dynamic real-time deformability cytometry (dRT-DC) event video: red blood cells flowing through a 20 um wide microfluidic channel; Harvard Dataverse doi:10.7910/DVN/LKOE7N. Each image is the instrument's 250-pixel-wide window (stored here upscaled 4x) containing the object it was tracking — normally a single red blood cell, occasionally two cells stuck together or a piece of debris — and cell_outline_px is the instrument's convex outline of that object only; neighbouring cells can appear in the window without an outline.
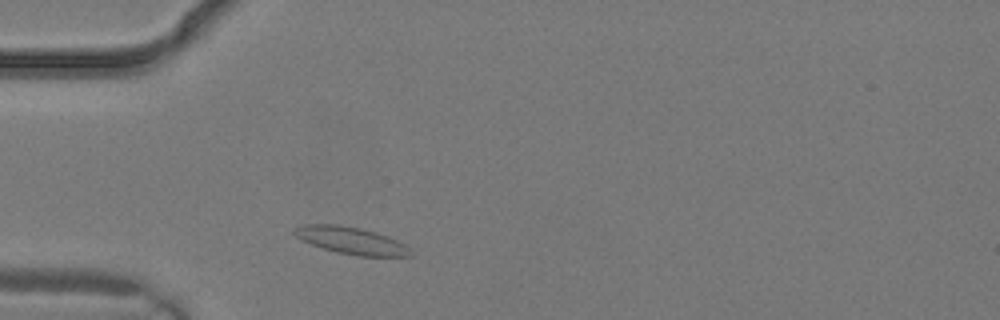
{"species": "common noctule bat (a hibernating species)", "species_latin": "Nyctalus noctula", "temperature_condition": "warm", "stored_images_in_passage": 2, "camera_frame_rate_fps": 3000, "um_per_image_px": 0.085, "animal": {"sex": "male", "body_mass_g": 19.2, "forearm_length_mm": 51.8}, "frame": {"image": 1, "passage_image": 2, "time_ms": 0.333, "image_size_px": [1000, 320], "cell_outline_px": [[412, 256], [360, 256], [336, 252], [300, 240], [292, 232], [292, 228], [304, 224], [340, 224], [360, 228], [376, 232], [388, 236], [404, 244], [408, 248]], "centroid_in_image_um": [29.79, 20.43], "position_along_channel_um": 55.2, "area_um2": 18.32}}